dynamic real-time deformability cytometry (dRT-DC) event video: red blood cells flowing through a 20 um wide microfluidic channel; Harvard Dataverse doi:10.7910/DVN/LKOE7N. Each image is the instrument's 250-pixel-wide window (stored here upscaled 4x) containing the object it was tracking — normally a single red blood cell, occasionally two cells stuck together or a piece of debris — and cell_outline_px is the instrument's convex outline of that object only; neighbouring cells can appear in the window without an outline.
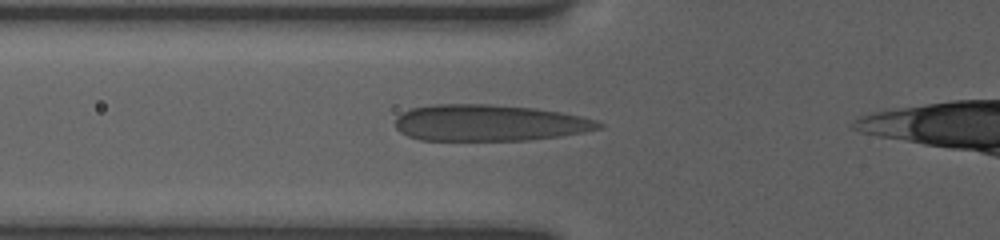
{"species": "human", "species_latin": "Homo sapiens", "temperature_condition": "room temperature", "stored_images_in_passage": 5, "camera_frame_rate_fps": 3000, "um_per_image_px": 0.085, "donor": {"sex": "female"}, "frame": {"image": 1, "passage_image": 4, "time_ms": 3.333, "image_size_px": [1000, 240], "cell_outline_px": [[604, 124], [600, 128], [584, 132], [560, 136], [528, 140], [420, 140], [408, 136], [400, 132], [396, 128], [396, 116], [400, 112], [412, 108], [432, 104], [492, 104], [536, 108], [560, 112], [580, 116], [596, 120]], "centroid_in_image_um": [41.56, 10.44], "position_along_channel_um": 84.2, "area_um2": 43.35}}